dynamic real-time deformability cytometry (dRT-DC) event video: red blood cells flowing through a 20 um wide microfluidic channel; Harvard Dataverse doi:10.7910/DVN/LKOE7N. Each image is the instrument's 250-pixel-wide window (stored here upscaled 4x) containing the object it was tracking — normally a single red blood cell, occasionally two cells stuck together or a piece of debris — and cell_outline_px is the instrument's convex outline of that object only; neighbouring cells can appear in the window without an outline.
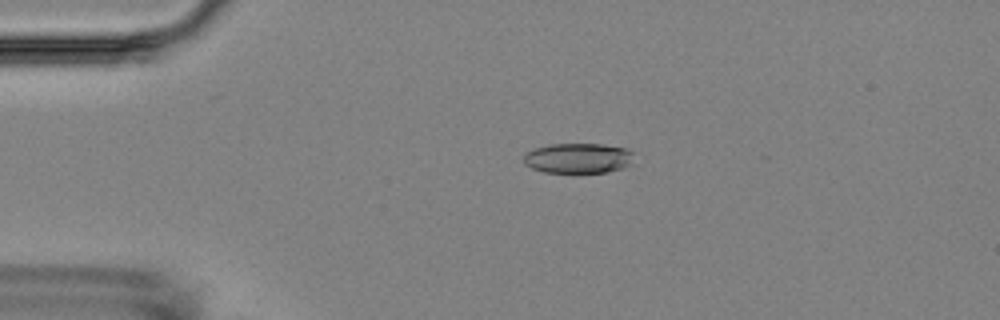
{"species": "Egyptian fruit bat (a non-hibernating species)", "species_latin": "Rousettus aegyptiacus", "temperature_condition": "room temperature", "stored_images_in_passage": 2, "camera_frame_rate_fps": 3000, "um_per_image_px": 0.085, "animal": {"sex": "female"}, "frame": {"image": 1, "passage_image": 1, "time_ms": 0.0, "image_size_px": [1000, 320], "cell_outline_px": [[632, 164], [624, 168], [608, 172], [576, 176], [544, 172], [532, 168], [524, 164], [524, 156], [532, 148], [548, 144], [604, 144], [628, 148], [632, 152]], "centroid_in_image_um": [49.15, 13.49], "position_along_channel_um": 35.8, "area_um2": 20.46}}